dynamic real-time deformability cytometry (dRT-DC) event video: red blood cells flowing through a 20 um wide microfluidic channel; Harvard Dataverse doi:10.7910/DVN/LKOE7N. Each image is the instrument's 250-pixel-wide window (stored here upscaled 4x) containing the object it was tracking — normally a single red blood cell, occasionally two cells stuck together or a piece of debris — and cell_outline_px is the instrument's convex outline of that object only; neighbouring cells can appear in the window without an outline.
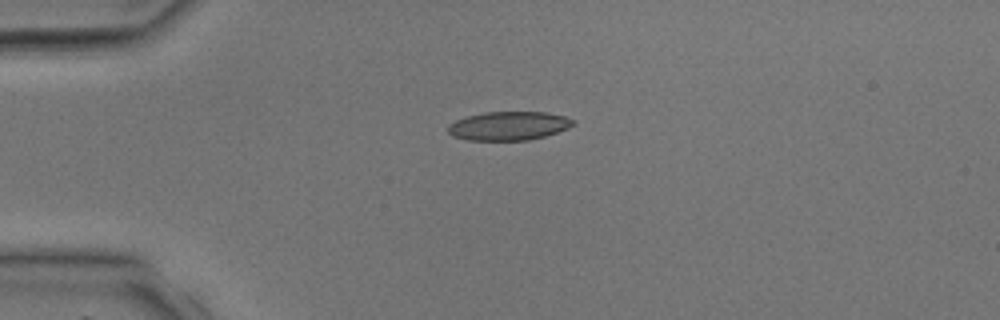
{"species": "common noctule bat (a hibernating species)", "species_latin": "Nyctalus noctula", "temperature_condition": "room temperature", "stored_images_in_passage": 24, "camera_frame_rate_fps": 3000, "um_per_image_px": 0.085, "animal": {"sex": "male", "body_mass_g": 17.9, "forearm_length_mm": 54.2}, "frame": {"image": 1, "passage_image": 1, "time_ms": 0.0, "image_size_px": [1000, 320], "cell_outline_px": [[576, 124], [568, 128], [544, 136], [528, 140], [468, 140], [452, 136], [448, 132], [448, 124], [456, 120], [468, 116], [484, 112], [548, 112], [564, 116], [576, 120]], "centroid_in_image_um": [43.25, 10.69], "position_along_channel_um": 41.7, "area_um2": 20.98}}
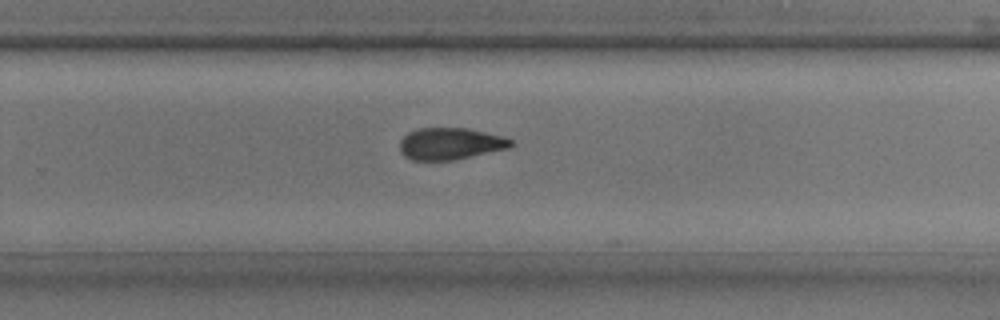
{"frame": {"image": 2, "passage_image": 17, "time_ms": 5.333, "image_size_px": [1000, 320], "cell_outline_px": [[516, 144], [508, 148], [452, 160], [412, 160], [404, 156], [400, 152], [400, 140], [408, 132], [420, 128], [468, 128], [504, 136], [512, 140]], "centroid_in_image_um": [38.28, 12.2], "position_along_channel_um": 291.5, "area_um2": 20.63}}
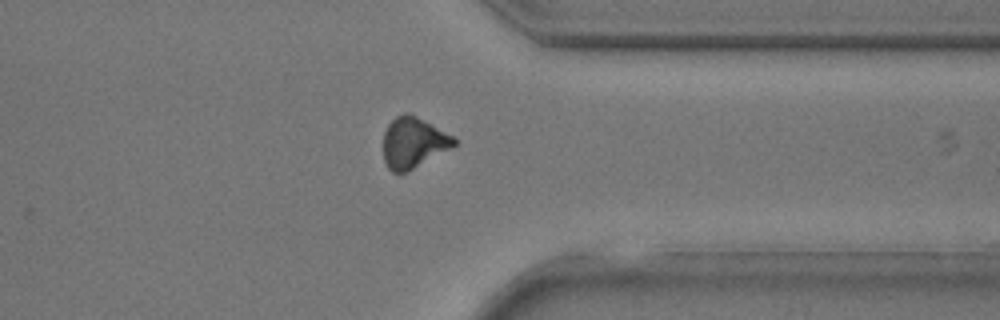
{"frame": {"image": 3, "passage_image": 22, "time_ms": 7.0, "image_size_px": [1000, 320], "cell_outline_px": [[456, 144], [412, 168], [404, 172], [392, 172], [388, 168], [384, 160], [384, 132], [388, 124], [396, 116], [404, 112], [416, 116], [424, 120], [452, 136], [456, 140]], "centroid_in_image_um": [35.08, 12.1], "position_along_channel_um": 376.3, "area_um2": 20.17}}